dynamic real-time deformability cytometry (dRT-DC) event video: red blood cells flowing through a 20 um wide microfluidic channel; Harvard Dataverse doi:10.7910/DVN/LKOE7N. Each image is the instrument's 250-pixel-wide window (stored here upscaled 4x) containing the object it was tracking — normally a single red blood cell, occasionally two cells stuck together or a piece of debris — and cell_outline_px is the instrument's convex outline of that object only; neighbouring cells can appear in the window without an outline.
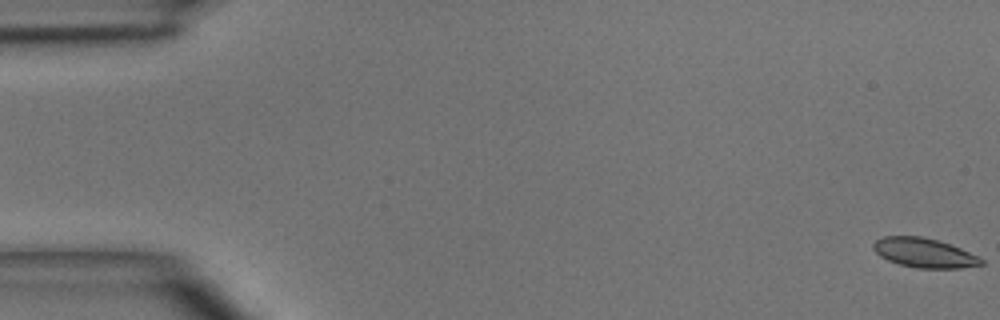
{"species": "common noctule bat (a hibernating species)", "species_latin": "Nyctalus noctula", "temperature_condition": "room temperature", "stored_images_in_passage": 5, "camera_frame_rate_fps": 3000, "um_per_image_px": 0.085, "animal": {"sex": "male", "body_mass_g": 15.6}, "frame": {"image": 1, "passage_image": 1, "time_ms": 0.0, "image_size_px": [1000, 320], "cell_outline_px": [[984, 264], [960, 268], [916, 268], [900, 264], [888, 260], [880, 256], [872, 248], [872, 244], [876, 240], [884, 236], [920, 236], [936, 240], [960, 248], [984, 260]], "centroid_in_image_um": [78.52, 21.49], "position_along_channel_um": 6.5, "area_um2": 18.26}}
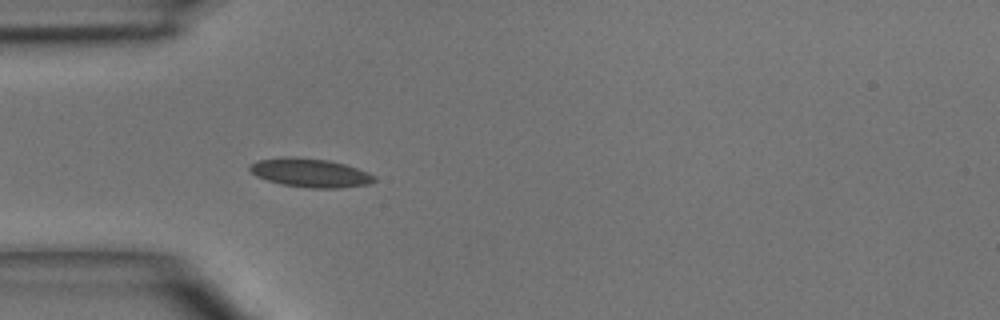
{"frame": {"image": 2, "passage_image": 5, "time_ms": 4.667, "image_size_px": [1000, 320], "cell_outline_px": [[376, 180], [368, 184], [340, 188], [308, 188], [280, 184], [256, 176], [248, 168], [248, 164], [260, 160], [280, 156], [288, 156], [328, 160], [344, 164], [368, 172], [376, 176]], "centroid_in_image_um": [26.34, 14.69], "position_along_channel_um": 58.7, "area_um2": 20.92}}